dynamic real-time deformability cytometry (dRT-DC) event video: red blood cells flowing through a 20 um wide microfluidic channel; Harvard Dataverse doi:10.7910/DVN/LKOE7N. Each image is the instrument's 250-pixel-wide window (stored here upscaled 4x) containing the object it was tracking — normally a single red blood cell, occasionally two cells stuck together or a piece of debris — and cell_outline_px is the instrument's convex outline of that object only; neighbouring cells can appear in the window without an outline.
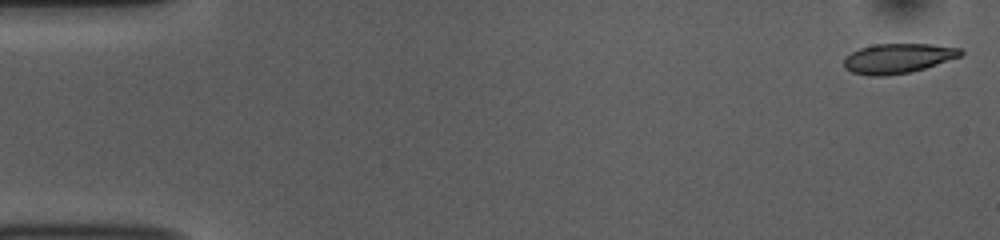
{"species": "common noctule bat (a hibernating species)", "species_latin": "Nyctalus noctula", "temperature_condition": "room temperature", "stored_images_in_passage": 53, "camera_frame_rate_fps": 3000, "um_per_image_px": 0.085, "animal": {"sex": "female", "body_mass_g": 10.0, "forearm_length_mm": 53.1}, "frame": {"image": 1, "passage_image": 1, "time_ms": 0.0, "image_size_px": [1000, 240], "cell_outline_px": [[964, 52], [960, 56], [924, 68], [908, 72], [884, 76], [872, 76], [852, 72], [844, 68], [844, 56], [860, 48], [872, 44], [932, 44], [960, 48]], "centroid_in_image_um": [76.28, 4.95], "position_along_channel_um": 8.7, "area_um2": 20.11}}
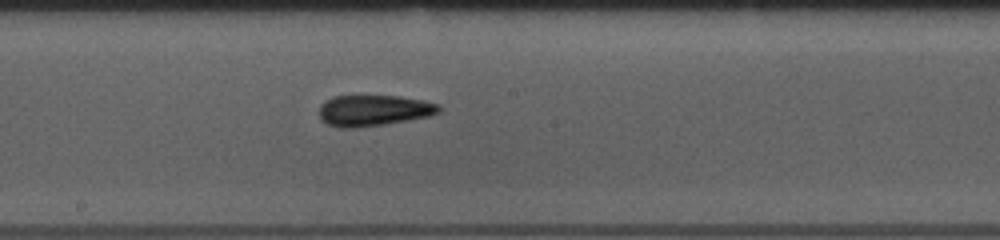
{"frame": {"image": 2, "passage_image": 28, "time_ms": 9.0, "image_size_px": [1000, 240], "cell_outline_px": [[440, 112], [428, 116], [408, 120], [384, 124], [356, 128], [340, 128], [328, 124], [320, 120], [320, 104], [324, 100], [332, 96], [400, 96], [424, 100], [440, 104]], "centroid_in_image_um": [31.74, 9.38], "position_along_channel_um": 216.5, "area_um2": 21.79}}
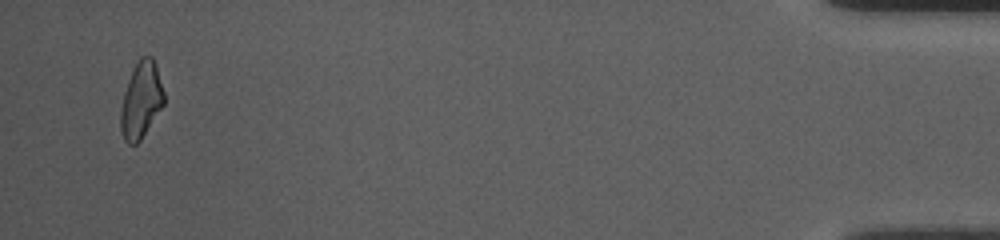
{"frame": {"image": 3, "passage_image": 51, "time_ms": 16.667, "image_size_px": [1000, 240], "cell_outline_px": [[164, 104], [140, 140], [136, 144], [128, 144], [124, 140], [120, 128], [120, 108], [124, 92], [132, 68], [140, 56], [152, 56], [156, 64], [164, 92]], "centroid_in_image_um": [11.98, 8.49], "position_along_channel_um": 423.2, "area_um2": 19.36}, "authors_computed_cell_mechanics": {"area_um2": 20.519, "velocity_mm_per_s": 3.7527, "shape_relaxation_time_tau1_ms": 9.0294, "shape_relaxation_time_tau2_ms": 3.2376, "deformation_change_tau1": 0.2111, "deformation_change_tau2": 0.0992}}